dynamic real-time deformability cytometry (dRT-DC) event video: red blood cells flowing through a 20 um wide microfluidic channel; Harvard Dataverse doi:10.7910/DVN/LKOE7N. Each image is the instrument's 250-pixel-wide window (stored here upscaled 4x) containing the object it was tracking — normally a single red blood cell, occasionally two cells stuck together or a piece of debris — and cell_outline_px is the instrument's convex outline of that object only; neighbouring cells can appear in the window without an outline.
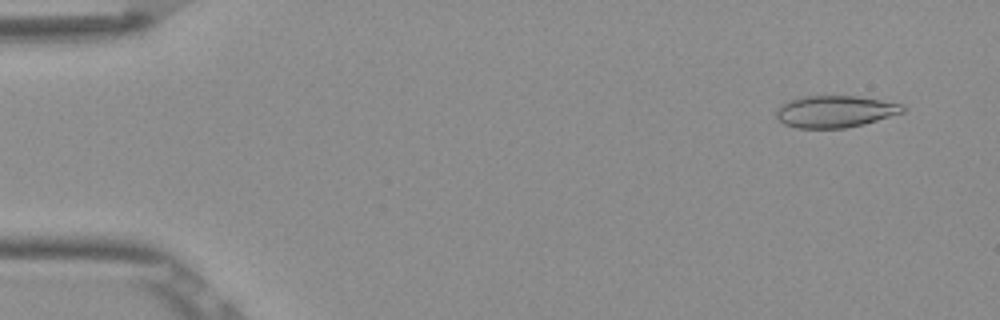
{"species": "Egyptian fruit bat (a non-hibernating species)", "species_latin": "Rousettus aegyptiacus", "temperature_condition": "room temperature", "stored_images_in_passage": 52, "camera_frame_rate_fps": 3000, "um_per_image_px": 0.085, "frame": {"image": 1, "passage_image": 4, "time_ms": 1.0, "image_size_px": [1000, 320], "cell_outline_px": [[904, 112], [864, 124], [844, 128], [796, 128], [784, 124], [776, 116], [776, 112], [780, 104], [788, 100], [800, 96], [856, 96], [904, 104]], "centroid_in_image_um": [70.95, 9.47], "position_along_channel_um": 14.0, "area_um2": 23.52}}
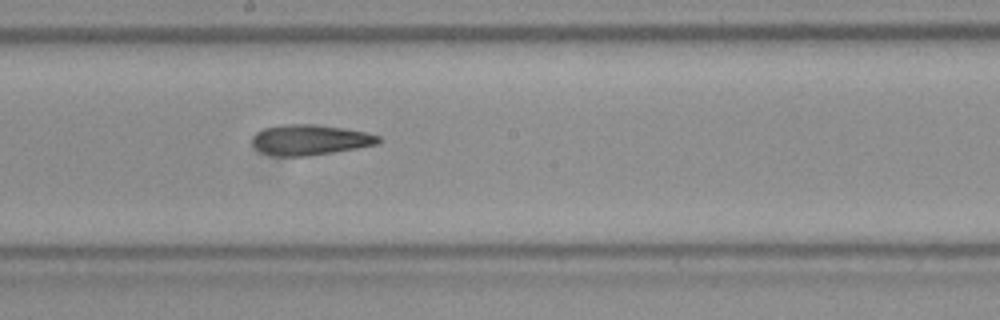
{"frame": {"image": 2, "passage_image": 29, "time_ms": 9.333, "image_size_px": [1000, 320], "cell_outline_px": [[380, 140], [376, 144], [356, 148], [308, 156], [276, 156], [260, 152], [252, 144], [252, 136], [256, 132], [264, 128], [284, 124], [316, 124], [344, 128], [364, 132], [380, 136]], "centroid_in_image_um": [26.3, 11.88], "position_along_channel_um": 221.9, "area_um2": 22.31}}
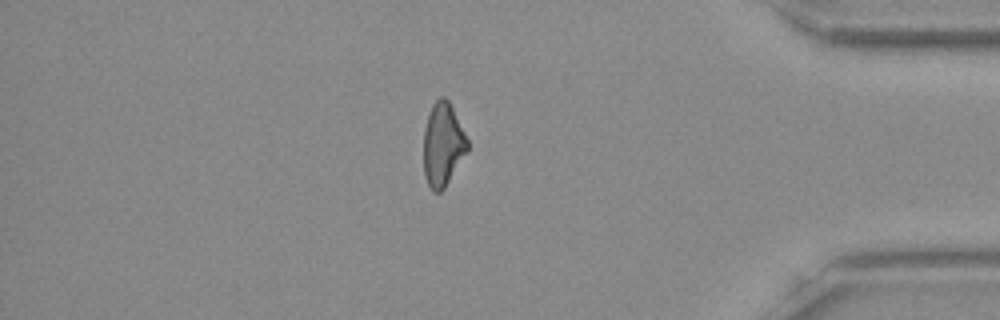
{"frame": {"image": 3, "passage_image": 45, "time_ms": 14.667, "image_size_px": [1000, 320], "cell_outline_px": [[468, 148], [444, 188], [440, 192], [432, 192], [424, 176], [424, 128], [432, 104], [440, 96], [444, 96], [448, 100], [468, 140]], "centroid_in_image_um": [37.61, 12.28], "position_along_channel_um": 397.6, "area_um2": 20.92}, "authors_computed_cell_mechanics": {"area_um2": 22.3686, "velocity_mm_per_s": 3.896, "shape_relaxation_time_tau1_ms": null, "shape_relaxation_time_tau2_ms": 5.7902, "deformation_change_tau1": null, "deformation_change_tau2": 0.169}}